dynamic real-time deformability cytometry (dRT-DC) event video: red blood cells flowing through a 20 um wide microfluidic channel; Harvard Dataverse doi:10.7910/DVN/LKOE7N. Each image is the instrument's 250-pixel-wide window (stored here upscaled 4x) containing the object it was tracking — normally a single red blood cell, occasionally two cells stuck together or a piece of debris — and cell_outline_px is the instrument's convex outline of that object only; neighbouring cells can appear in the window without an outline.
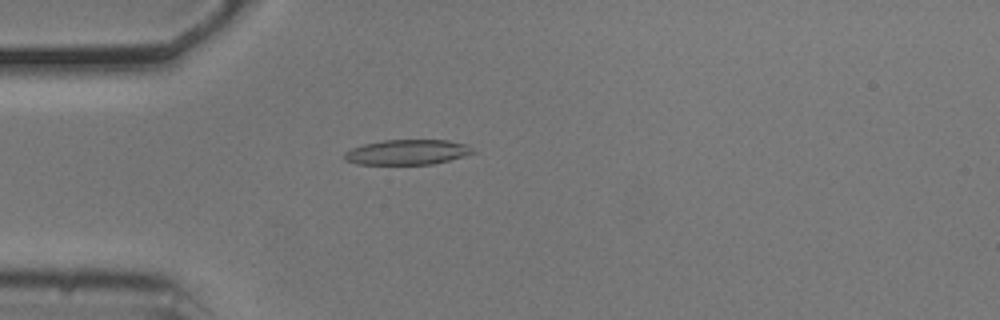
{"species": "common noctule bat (a hibernating species)", "species_latin": "Nyctalus noctula", "temperature_condition": "cold", "stored_images_in_passage": 22, "camera_frame_rate_fps": 3000, "um_per_image_px": 0.085, "animal": {"sex": "male", "body_mass_g": 20.5, "forearm_length_mm": 52.5}, "frame": {"image": 1, "passage_image": 14, "time_ms": 4.333, "image_size_px": [1000, 320], "cell_outline_px": [[476, 152], [464, 156], [432, 164], [356, 164], [344, 160], [344, 152], [352, 148], [364, 144], [384, 140], [448, 140], [468, 144]], "centroid_in_image_um": [34.62, 12.93], "position_along_channel_um": 50.4, "area_um2": 18.79}}
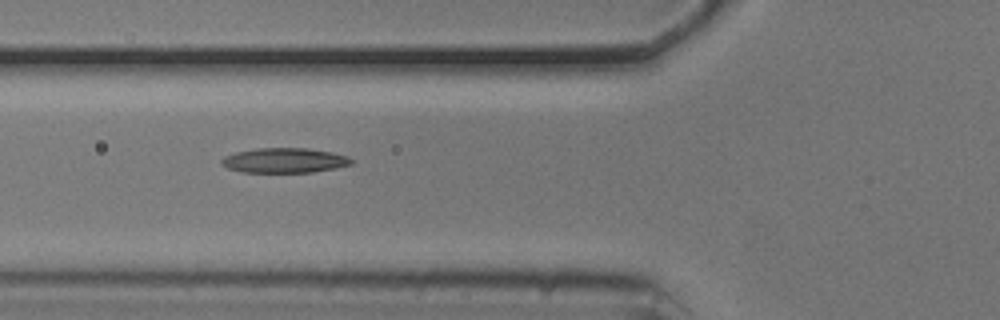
{"frame": {"image": 2, "passage_image": 19, "time_ms": 6.0, "image_size_px": [1000, 320], "cell_outline_px": [[352, 164], [336, 168], [312, 172], [240, 172], [228, 168], [220, 164], [220, 160], [224, 156], [236, 152], [256, 148], [308, 148], [332, 152], [348, 156], [352, 160]], "centroid_in_image_um": [24.16, 13.63], "position_along_channel_um": 101.6, "area_um2": 18.9}}
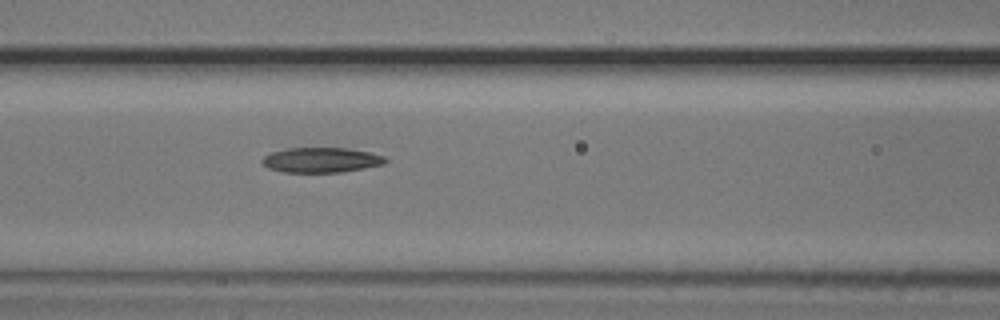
{"frame": {"image": 3, "passage_image": 22, "time_ms": 7.0, "image_size_px": [1000, 320], "cell_outline_px": [[388, 160], [384, 164], [364, 168], [340, 172], [284, 172], [268, 168], [260, 160], [264, 156], [272, 152], [284, 148], [348, 148], [372, 152], [384, 156]], "centroid_in_image_um": [27.31, 13.59], "position_along_channel_um": 139.3, "area_um2": 18.03}}